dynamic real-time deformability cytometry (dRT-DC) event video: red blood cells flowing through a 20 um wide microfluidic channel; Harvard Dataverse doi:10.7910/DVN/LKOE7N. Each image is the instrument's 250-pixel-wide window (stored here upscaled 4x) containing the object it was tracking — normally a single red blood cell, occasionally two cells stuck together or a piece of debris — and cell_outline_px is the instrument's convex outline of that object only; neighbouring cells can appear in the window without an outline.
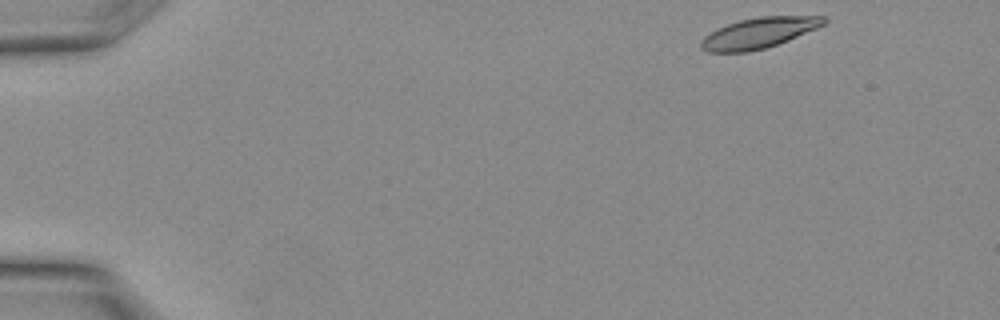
{"species": "Egyptian fruit bat (a non-hibernating species)", "species_latin": "Rousettus aegyptiacus", "temperature_condition": "warm", "stored_images_in_passage": 16, "camera_frame_rate_fps": 3000, "um_per_image_px": 0.085, "animal": {"sex": "female"}, "frame": {"image": 1, "passage_image": 1, "time_ms": 0.0, "image_size_px": [1000, 320], "cell_outline_px": [[828, 20], [824, 24], [816, 28], [788, 40], [764, 48], [748, 52], [708, 52], [700, 48], [700, 40], [704, 36], [728, 24], [740, 20], [760, 16], [824, 16]], "centroid_in_image_um": [64.48, 2.8], "position_along_channel_um": 20.5, "area_um2": 21.62}}
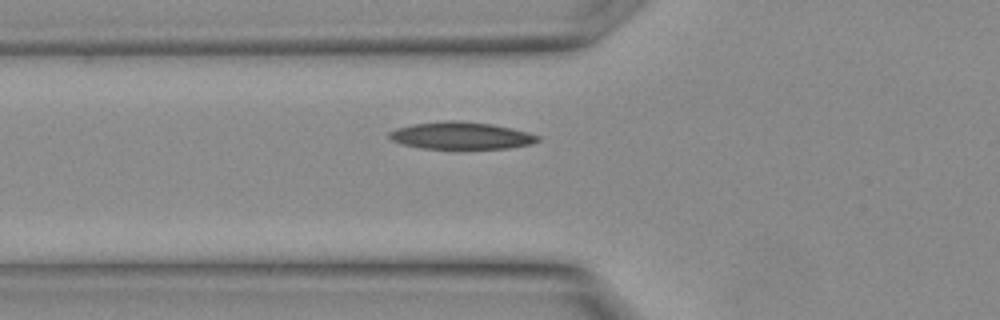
{"frame": {"image": 2, "passage_image": 9, "time_ms": 2.667, "image_size_px": [1000, 320], "cell_outline_px": [[540, 140], [532, 144], [508, 148], [424, 148], [404, 144], [392, 140], [388, 136], [388, 132], [396, 128], [412, 124], [444, 120], [456, 120], [492, 124], [540, 136]], "centroid_in_image_um": [39.16, 11.52], "position_along_channel_um": 86.6, "area_um2": 23.24}}
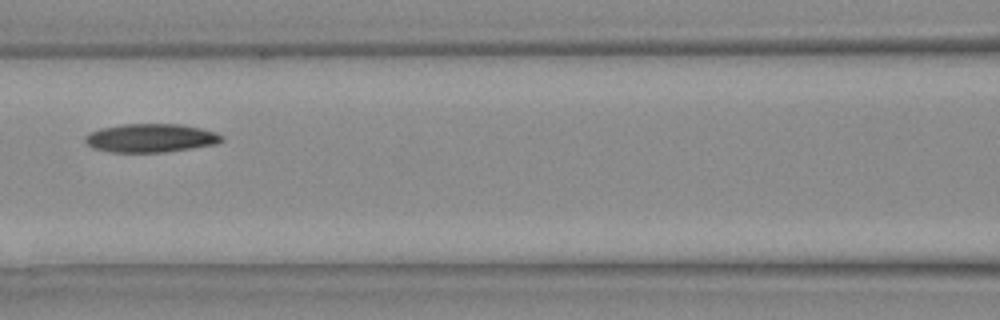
{"frame": {"image": 3, "passage_image": 12, "time_ms": 3.667, "image_size_px": [1000, 320], "cell_outline_px": [[224, 140], [216, 144], [192, 148], [164, 152], [112, 152], [92, 148], [84, 140], [84, 136], [88, 132], [100, 128], [124, 124], [180, 124], [200, 128], [216, 132], [224, 136]], "centroid_in_image_um": [12.8, 11.73], "position_along_channel_um": 153.8, "area_um2": 22.83}}